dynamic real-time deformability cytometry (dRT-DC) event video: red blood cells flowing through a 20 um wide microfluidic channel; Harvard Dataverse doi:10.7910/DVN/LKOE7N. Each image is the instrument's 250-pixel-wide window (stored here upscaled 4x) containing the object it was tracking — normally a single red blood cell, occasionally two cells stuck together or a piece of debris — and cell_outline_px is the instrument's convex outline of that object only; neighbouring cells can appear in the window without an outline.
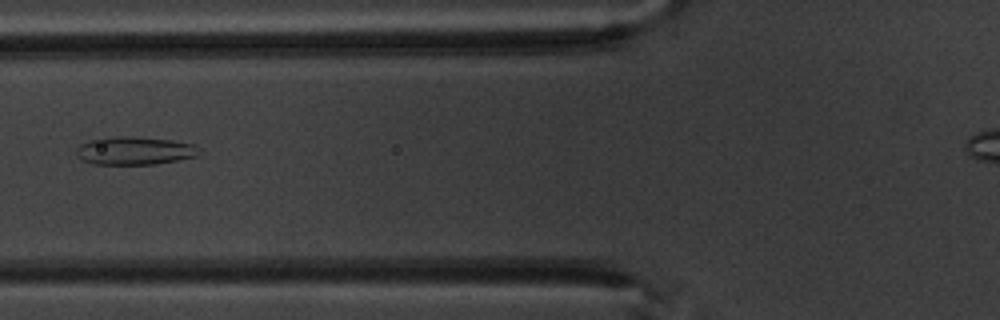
{"species": "common noctule bat (a hibernating species)", "species_latin": "Nyctalus noctula", "temperature_condition": "warm", "stored_images_in_passage": 3, "camera_frame_rate_fps": 3000, "um_per_image_px": 0.085, "animal": {"sex": "male", "body_mass_g": 20.1, "forearm_length_mm": 53.5}, "frame": {"image": 1, "passage_image": 3, "time_ms": 2.333, "image_size_px": [1000, 320], "cell_outline_px": [[196, 156], [156, 164], [92, 164], [76, 156], [76, 148], [80, 144], [104, 136], [128, 136], [172, 140], [196, 144]], "centroid_in_image_um": [11.38, 12.8], "position_along_channel_um": 114.4, "area_um2": 20.0}}